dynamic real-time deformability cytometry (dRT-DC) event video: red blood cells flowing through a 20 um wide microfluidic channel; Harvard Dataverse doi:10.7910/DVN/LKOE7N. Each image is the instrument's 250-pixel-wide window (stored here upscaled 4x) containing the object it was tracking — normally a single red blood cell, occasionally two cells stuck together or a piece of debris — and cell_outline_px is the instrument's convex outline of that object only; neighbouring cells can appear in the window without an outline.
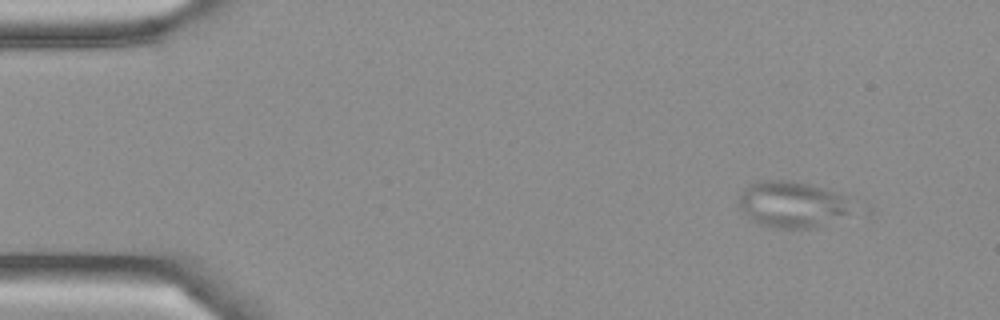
{"species": "Egyptian fruit bat (a non-hibernating species)", "species_latin": "Rousettus aegyptiacus", "temperature_condition": "cold", "stored_images_in_passage": 51, "camera_frame_rate_fps": 3000, "um_per_image_px": 0.085, "frame": {"image": 1, "passage_image": 4, "time_ms": 1.0, "image_size_px": [1000, 320], "cell_outline_px": [[848, 212], [816, 228], [776, 228], [760, 224], [752, 220], [740, 208], [740, 192], [748, 184], [756, 180], [788, 180], [828, 188], [848, 196]], "centroid_in_image_um": [67.28, 17.34], "position_along_channel_um": 17.7, "area_um2": 30.35}}
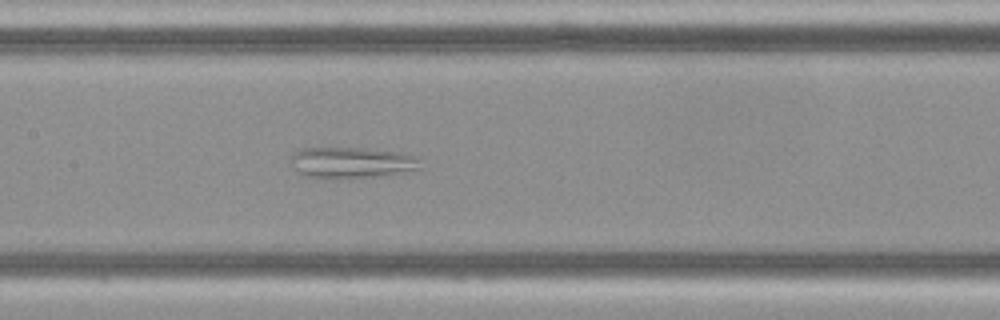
{"frame": {"image": 2, "passage_image": 24, "time_ms": 7.667, "image_size_px": [1000, 320], "cell_outline_px": [[420, 168], [380, 176], [328, 180], [304, 176], [296, 168], [292, 160], [292, 156], [300, 148], [364, 148], [404, 152], [420, 156]], "centroid_in_image_um": [29.94, 13.83], "position_along_channel_um": 177.5, "area_um2": 23.76}}
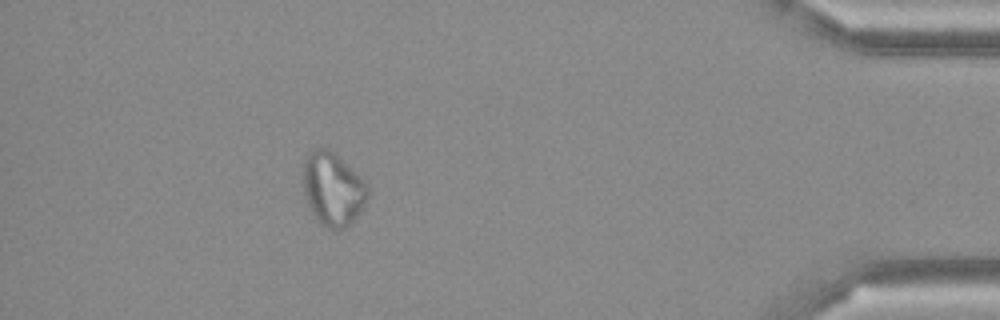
{"frame": {"image": 3, "passage_image": 46, "time_ms": 15.0, "image_size_px": [1000, 320], "cell_outline_px": [[368, 200], [356, 216], [344, 228], [328, 228], [320, 224], [316, 220], [308, 204], [304, 192], [304, 156], [308, 152], [316, 148], [328, 148], [356, 172], [364, 180], [368, 188]], "centroid_in_image_um": [28.28, 16.05], "position_along_channel_um": 406.9, "area_um2": 27.28}, "authors_computed_cell_mechanics": {"area_um2": 27.2816, "velocity_mm_per_s": 3.8534, "shape_relaxation_time_tau1_ms": null, "shape_relaxation_time_tau2_ms": 1.5919, "deformation_change_tau1": null, "deformation_change_tau2": 0.0981}}